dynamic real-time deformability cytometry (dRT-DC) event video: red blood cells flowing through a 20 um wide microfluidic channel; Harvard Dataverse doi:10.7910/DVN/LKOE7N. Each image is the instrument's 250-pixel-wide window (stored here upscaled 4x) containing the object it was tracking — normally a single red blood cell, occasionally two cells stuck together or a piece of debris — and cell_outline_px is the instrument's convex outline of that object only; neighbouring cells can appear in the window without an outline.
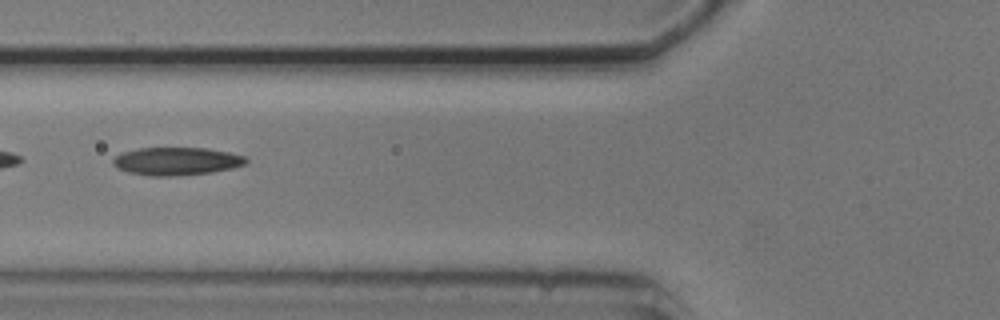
{"species": "common noctule bat (a hibernating species)", "species_latin": "Nyctalus noctula", "temperature_condition": "cold", "stored_images_in_passage": 6, "camera_frame_rate_fps": 3000, "um_per_image_px": 0.085, "animal": {"sex": "male", "body_mass_g": 20.5, "forearm_length_mm": 52.5}, "frame": {"image": 1, "passage_image": 3, "time_ms": 2.333, "image_size_px": [1000, 320], "cell_outline_px": [[248, 160], [244, 164], [232, 168], [212, 172], [176, 176], [148, 176], [128, 172], [112, 164], [112, 160], [116, 156], [124, 152], [140, 148], [208, 148], [228, 152], [244, 156]], "centroid_in_image_um": [15.01, 13.71], "position_along_channel_um": 110.8, "area_um2": 21.5}}
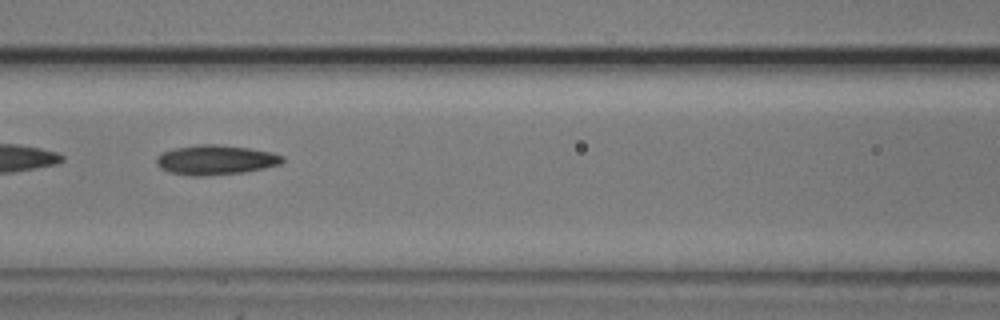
{"frame": {"image": 2, "passage_image": 4, "time_ms": 3.333, "image_size_px": [1000, 320], "cell_outline_px": [[284, 160], [280, 164], [264, 168], [244, 172], [204, 176], [192, 176], [168, 172], [160, 168], [156, 164], [156, 156], [172, 148], [200, 144], [216, 144], [248, 148], [272, 152], [284, 156]], "centroid_in_image_um": [18.3, 13.59], "position_along_channel_um": 148.3, "area_um2": 21.91}}